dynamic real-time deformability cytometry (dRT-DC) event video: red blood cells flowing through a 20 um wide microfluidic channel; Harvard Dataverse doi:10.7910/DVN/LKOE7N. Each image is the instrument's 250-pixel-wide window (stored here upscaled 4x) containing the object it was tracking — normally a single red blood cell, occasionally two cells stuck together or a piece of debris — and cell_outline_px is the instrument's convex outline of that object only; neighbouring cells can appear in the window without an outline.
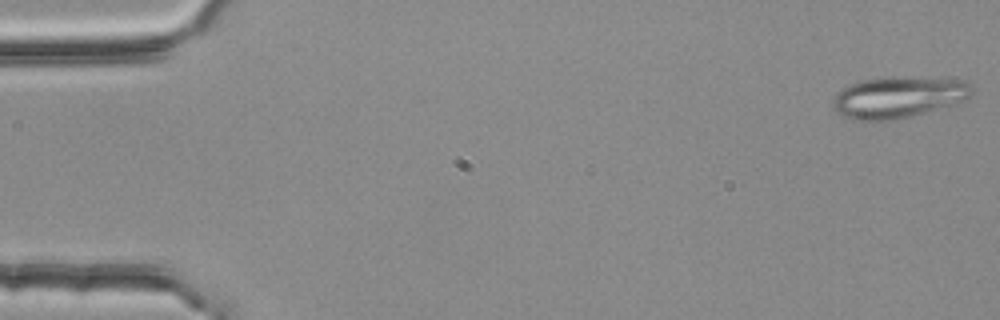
{"species": "common noctule bat (a hibernating species)", "species_latin": "Nyctalus noctula", "temperature_condition": "room temperature", "stored_images_in_passage": 4, "camera_frame_rate_fps": 3000, "um_per_image_px": 0.085, "animal": {"sex": "female", "body_mass_g": 25.1}, "frame": {"image": 1, "passage_image": 1, "time_ms": 0.0, "image_size_px": [1000, 320], "cell_outline_px": [[972, 96], [964, 100], [924, 112], [908, 116], [888, 120], [852, 120], [840, 116], [832, 108], [832, 100], [836, 92], [860, 80], [892, 76], [940, 76], [964, 80], [972, 88]], "centroid_in_image_um": [76.34, 8.22], "position_along_channel_um": 8.7, "area_um2": 33.99}}